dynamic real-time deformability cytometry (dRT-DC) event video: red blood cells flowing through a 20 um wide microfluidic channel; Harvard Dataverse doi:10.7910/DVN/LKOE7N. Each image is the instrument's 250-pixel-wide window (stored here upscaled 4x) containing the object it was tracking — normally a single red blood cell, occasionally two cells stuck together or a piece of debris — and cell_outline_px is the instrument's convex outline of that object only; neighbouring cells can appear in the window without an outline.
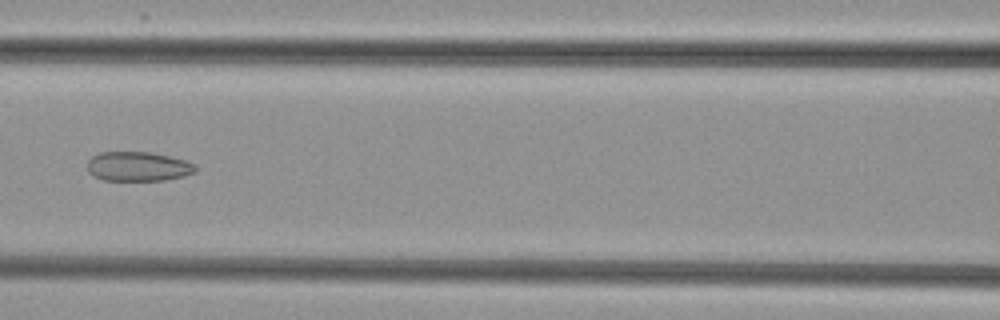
{"species": "common noctule bat (a hibernating species)", "species_latin": "Nyctalus noctula", "temperature_condition": "cold", "stored_images_in_passage": 7, "camera_frame_rate_fps": 3000, "um_per_image_px": 0.085, "animal": {"sex": "female", "body_mass_g": 29.2, "forearm_length_mm": 56.3}, "frame": {"image": 1, "passage_image": 7, "time_ms": 7.0, "image_size_px": [1000, 320], "cell_outline_px": [[196, 172], [184, 176], [164, 180], [104, 180], [92, 176], [88, 172], [88, 160], [92, 156], [100, 152], [152, 152], [184, 160], [196, 164]], "centroid_in_image_um": [11.73, 14.15], "position_along_channel_um": 154.9, "area_um2": 18.61}}